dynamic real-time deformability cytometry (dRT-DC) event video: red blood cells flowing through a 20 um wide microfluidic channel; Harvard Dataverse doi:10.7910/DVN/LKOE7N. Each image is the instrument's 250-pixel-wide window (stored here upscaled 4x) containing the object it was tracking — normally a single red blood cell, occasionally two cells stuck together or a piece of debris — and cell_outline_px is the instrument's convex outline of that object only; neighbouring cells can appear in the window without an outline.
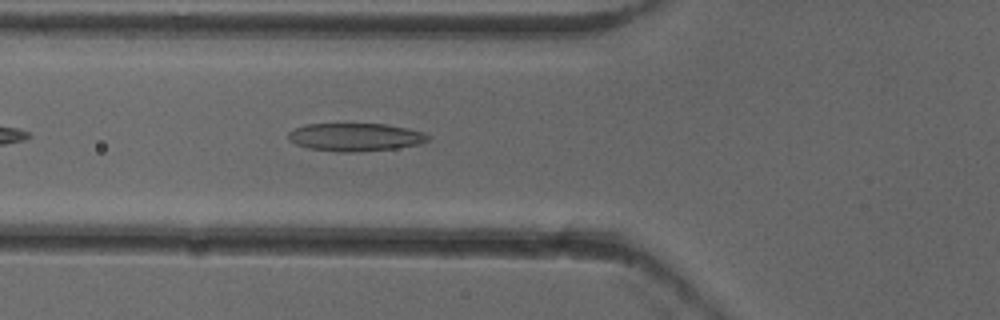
{"species": "common noctule bat (a hibernating species)", "species_latin": "Nyctalus noctula", "temperature_condition": "cold", "stored_images_in_passage": 37, "camera_frame_rate_fps": 3000, "um_per_image_px": 0.085, "animal": {"sex": "female"}, "frame": {"image": 1, "passage_image": 6, "time_ms": 1.667, "image_size_px": [1000, 320], "cell_outline_px": [[428, 140], [420, 144], [396, 148], [360, 152], [340, 152], [308, 148], [296, 144], [288, 140], [288, 132], [292, 128], [304, 124], [388, 124], [408, 128], [424, 132], [428, 136]], "centroid_in_image_um": [30.17, 11.65], "position_along_channel_um": 95.6, "area_um2": 23.0}}
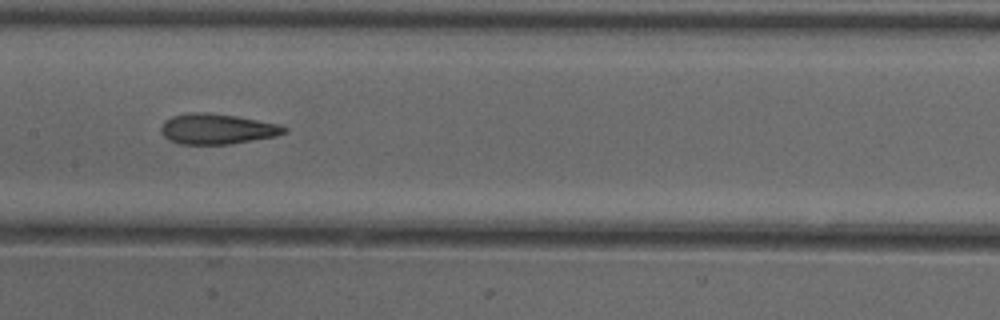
{"frame": {"image": 2, "passage_image": 13, "time_ms": 4.0, "image_size_px": [1000, 320], "cell_outline_px": [[288, 132], [276, 136], [232, 144], [180, 144], [168, 140], [160, 132], [160, 128], [164, 120], [172, 116], [188, 112], [208, 112], [236, 116], [280, 124], [288, 128]], "centroid_in_image_um": [18.45, 10.96], "position_along_channel_um": 189.0, "area_um2": 22.14}}
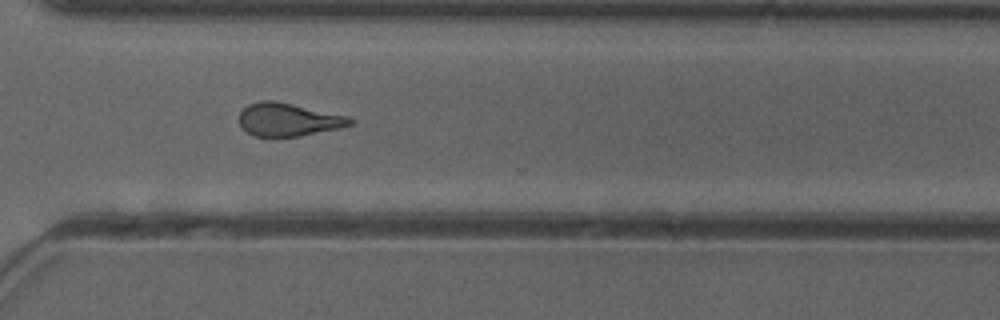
{"frame": {"image": 3, "passage_image": 25, "time_ms": 8.0, "image_size_px": [1000, 320], "cell_outline_px": [[356, 120], [352, 124], [336, 128], [300, 136], [252, 136], [240, 128], [240, 112], [248, 104], [260, 100], [272, 100], [292, 104], [348, 116]], "centroid_in_image_um": [24.46, 10.16], "position_along_channel_um": 346.1, "area_um2": 21.21}, "authors_computed_cell_mechanics": {"area_um2": 21.2126, "velocity_mm_per_s": 3.9498, "shape_relaxation_time_tau1_ms": 8.864, "shape_relaxation_time_tau2_ms": 2.4885, "deformation_change_tau1": 0.2134, "deformation_change_tau2": 0.119}}